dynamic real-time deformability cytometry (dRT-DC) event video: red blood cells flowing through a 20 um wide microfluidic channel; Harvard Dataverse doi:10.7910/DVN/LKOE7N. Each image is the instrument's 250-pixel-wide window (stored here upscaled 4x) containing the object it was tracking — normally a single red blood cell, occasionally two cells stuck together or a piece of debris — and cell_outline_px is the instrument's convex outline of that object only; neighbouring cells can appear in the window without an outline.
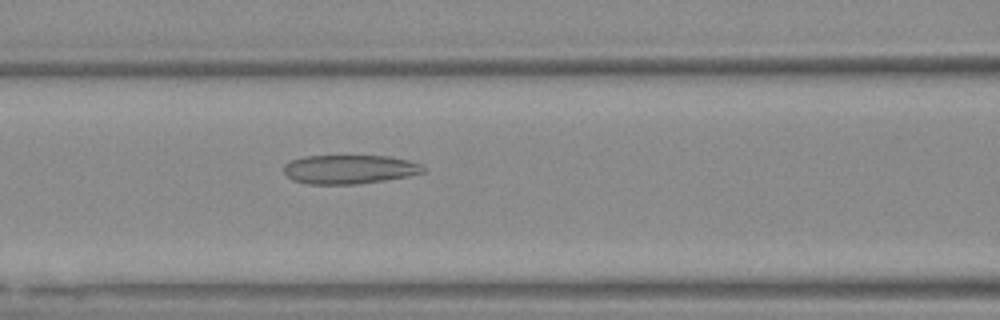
{"species": "Egyptian fruit bat (a non-hibernating species)", "species_latin": "Rousettus aegyptiacus", "temperature_condition": "warm", "stored_images_in_passage": 47, "camera_frame_rate_fps": 3000, "um_per_image_px": 0.085, "animal": {"sex": "female"}, "frame": {"image": 1, "passage_image": 15, "time_ms": 4.667, "image_size_px": [1000, 320], "cell_outline_px": [[424, 172], [408, 176], [384, 180], [356, 184], [308, 184], [292, 180], [284, 172], [284, 164], [292, 160], [304, 156], [388, 156], [408, 160], [420, 164], [424, 168]], "centroid_in_image_um": [29.68, 14.39], "position_along_channel_um": 136.9, "area_um2": 23.41}}
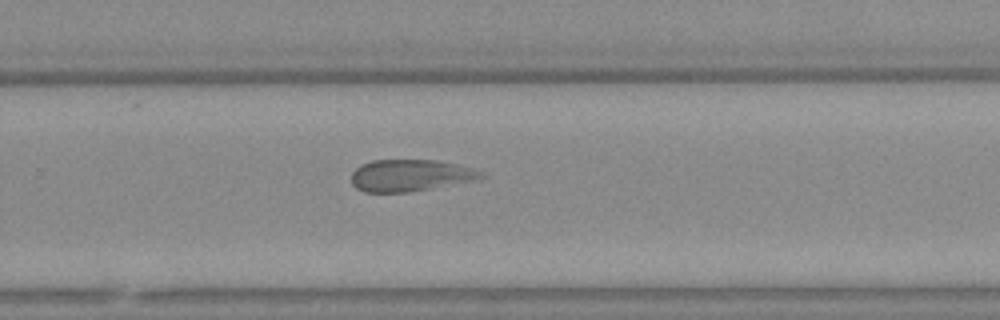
{"frame": {"image": 2, "passage_image": 28, "time_ms": 9.0, "image_size_px": [1000, 320], "cell_outline_px": [[488, 176], [432, 188], [408, 192], [364, 192], [356, 188], [352, 184], [352, 172], [360, 164], [372, 160], [436, 160], [456, 164], [484, 172]], "centroid_in_image_um": [34.82, 14.9], "position_along_channel_um": 295.0, "area_um2": 23.81}}
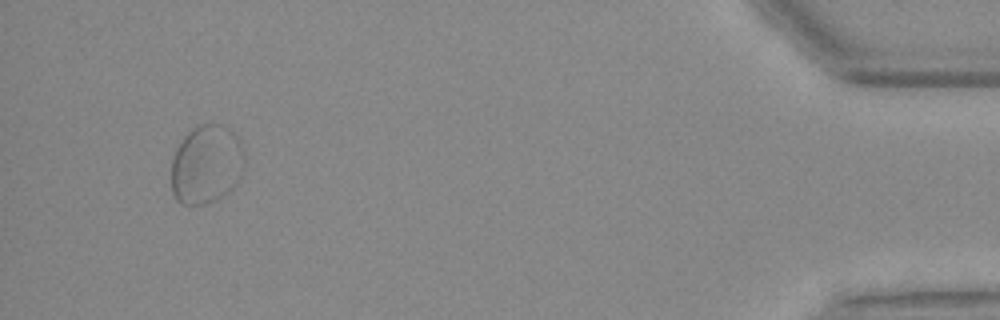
{"frame": {"image": 3, "passage_image": 44, "time_ms": 14.333, "image_size_px": [1000, 320], "cell_outline_px": [[244, 172], [236, 184], [228, 192], [216, 200], [204, 204], [180, 204], [176, 200], [172, 192], [172, 160], [176, 148], [180, 140], [196, 124], [220, 124], [228, 128], [240, 140], [244, 152]], "centroid_in_image_um": [17.55, 13.97], "position_along_channel_um": 417.6, "area_um2": 34.04}, "authors_computed_cell_mechanics": {"area_um2": 24.276, "velocity_mm_per_s": 3.6686, "shape_relaxation_time_tau1_ms": null, "shape_relaxation_time_tau2_ms": 1.941, "deformation_change_tau1": null, "deformation_change_tau2": 0.0788}}